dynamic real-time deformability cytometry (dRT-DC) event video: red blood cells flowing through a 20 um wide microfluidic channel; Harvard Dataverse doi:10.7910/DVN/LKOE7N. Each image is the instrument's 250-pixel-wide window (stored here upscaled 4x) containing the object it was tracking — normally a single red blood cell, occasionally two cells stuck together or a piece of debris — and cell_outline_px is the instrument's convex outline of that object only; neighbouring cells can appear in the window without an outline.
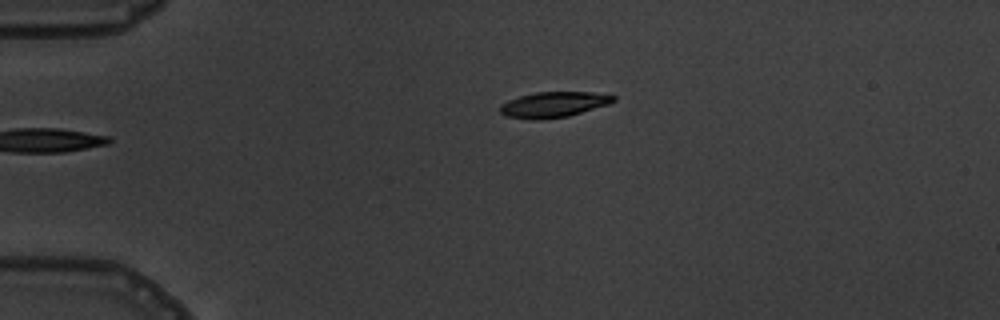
{"species": "common noctule bat (a hibernating species)", "species_latin": "Nyctalus noctula", "temperature_condition": "warm", "stored_images_in_passage": 3, "camera_frame_rate_fps": 3000, "um_per_image_px": 0.085, "animal": {"sex": "male", "body_mass_g": 19.5, "forearm_length_mm": 54.6}, "frame": {"image": 1, "passage_image": 3, "time_ms": 3.0, "image_size_px": [1000, 320], "cell_outline_px": [[616, 100], [608, 104], [568, 116], [540, 120], [532, 120], [504, 116], [500, 112], [500, 104], [508, 100], [520, 96], [536, 92], [592, 92], [616, 96]], "centroid_in_image_um": [47.02, 8.89], "position_along_channel_um": 38.0, "area_um2": 16.88}}